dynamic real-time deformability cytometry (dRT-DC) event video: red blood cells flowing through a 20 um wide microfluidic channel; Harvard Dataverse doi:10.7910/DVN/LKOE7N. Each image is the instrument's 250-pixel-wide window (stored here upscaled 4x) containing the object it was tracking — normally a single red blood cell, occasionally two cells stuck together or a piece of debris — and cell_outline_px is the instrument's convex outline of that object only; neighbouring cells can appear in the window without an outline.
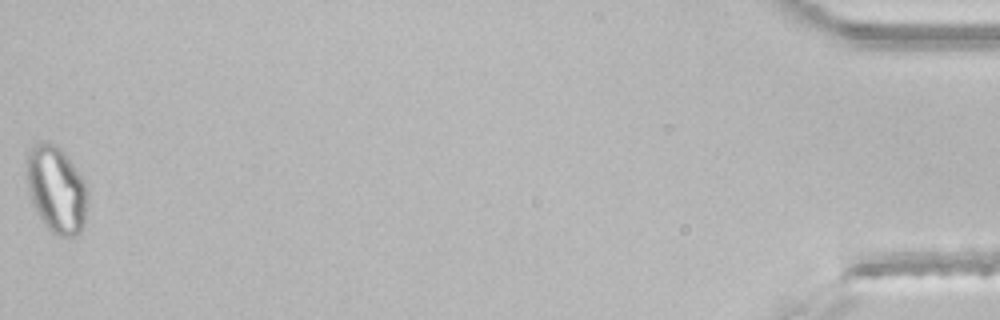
{"species": "common noctule bat (a hibernating species)", "species_latin": "Nyctalus noctula", "temperature_condition": "room temperature", "stored_images_in_passage": 41, "segment_of_instrument_passage": [2, 2], "camera_frame_rate_fps": 3000, "um_per_image_px": 0.085, "animal": {"sex": "male", "body_mass_g": 21.5, "forearm_length_mm": 52.0}, "frame": {"image": 1, "passage_image": 41, "time_ms": 13.333, "image_size_px": [1000, 320], "cell_outline_px": [[84, 228], [76, 236], [68, 240], [52, 232], [44, 224], [32, 204], [28, 188], [28, 148], [32, 144], [40, 140], [56, 144], [64, 152], [76, 168], [84, 180]], "centroid_in_image_um": [4.76, 16.1], "position_along_channel_um": 430.4, "area_um2": 30.52}}